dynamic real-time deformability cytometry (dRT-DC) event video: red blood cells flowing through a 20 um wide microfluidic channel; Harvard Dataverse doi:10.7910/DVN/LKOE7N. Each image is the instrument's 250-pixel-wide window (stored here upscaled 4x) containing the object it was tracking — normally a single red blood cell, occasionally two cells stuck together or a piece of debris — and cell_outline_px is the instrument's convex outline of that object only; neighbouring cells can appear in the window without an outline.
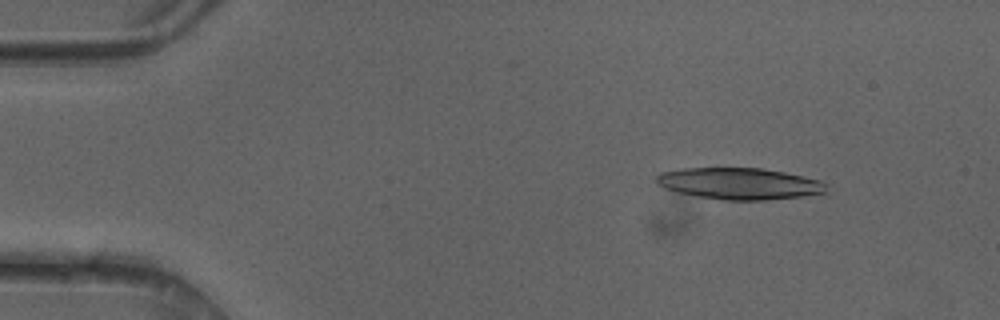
{"species": "common noctule bat (a hibernating species)", "species_latin": "Nyctalus noctula", "temperature_condition": "cold", "stored_images_in_passage": 48, "camera_frame_rate_fps": 3000, "um_per_image_px": 0.085, "animal": {"sex": "female"}, "frame": {"image": 1, "passage_image": 6, "time_ms": 1.667, "image_size_px": [1000, 320], "cell_outline_px": [[824, 192], [800, 196], [764, 200], [724, 200], [696, 196], [676, 192], [664, 188], [656, 184], [656, 176], [660, 172], [680, 168], [760, 168], [784, 172], [820, 180], [824, 184]], "centroid_in_image_um": [62.74, 15.6], "position_along_channel_um": 22.3, "area_um2": 31.04}}